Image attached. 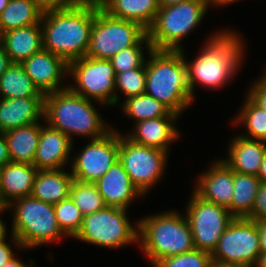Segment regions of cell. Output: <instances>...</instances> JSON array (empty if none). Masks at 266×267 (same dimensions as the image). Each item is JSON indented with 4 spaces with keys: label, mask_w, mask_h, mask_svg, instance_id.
<instances>
[{
    "label": "cell",
    "mask_w": 266,
    "mask_h": 267,
    "mask_svg": "<svg viewBox=\"0 0 266 267\" xmlns=\"http://www.w3.org/2000/svg\"><path fill=\"white\" fill-rule=\"evenodd\" d=\"M69 196L84 216L98 212L107 206L94 183L74 179Z\"/></svg>",
    "instance_id": "32"
},
{
    "label": "cell",
    "mask_w": 266,
    "mask_h": 267,
    "mask_svg": "<svg viewBox=\"0 0 266 267\" xmlns=\"http://www.w3.org/2000/svg\"><path fill=\"white\" fill-rule=\"evenodd\" d=\"M138 226V244L153 266L162 259L195 249L184 212L181 215L173 209L148 215L138 220Z\"/></svg>",
    "instance_id": "5"
},
{
    "label": "cell",
    "mask_w": 266,
    "mask_h": 267,
    "mask_svg": "<svg viewBox=\"0 0 266 267\" xmlns=\"http://www.w3.org/2000/svg\"><path fill=\"white\" fill-rule=\"evenodd\" d=\"M69 74L75 84L68 88L98 104L115 106L116 73L110 60L84 56L69 62Z\"/></svg>",
    "instance_id": "10"
},
{
    "label": "cell",
    "mask_w": 266,
    "mask_h": 267,
    "mask_svg": "<svg viewBox=\"0 0 266 267\" xmlns=\"http://www.w3.org/2000/svg\"><path fill=\"white\" fill-rule=\"evenodd\" d=\"M20 64L43 94L68 88L62 79L69 75V63L62 57L42 49Z\"/></svg>",
    "instance_id": "15"
},
{
    "label": "cell",
    "mask_w": 266,
    "mask_h": 267,
    "mask_svg": "<svg viewBox=\"0 0 266 267\" xmlns=\"http://www.w3.org/2000/svg\"><path fill=\"white\" fill-rule=\"evenodd\" d=\"M212 262L210 253L194 249L191 252L162 259L153 267H211Z\"/></svg>",
    "instance_id": "36"
},
{
    "label": "cell",
    "mask_w": 266,
    "mask_h": 267,
    "mask_svg": "<svg viewBox=\"0 0 266 267\" xmlns=\"http://www.w3.org/2000/svg\"><path fill=\"white\" fill-rule=\"evenodd\" d=\"M43 11L68 9L79 6L74 0H36Z\"/></svg>",
    "instance_id": "39"
},
{
    "label": "cell",
    "mask_w": 266,
    "mask_h": 267,
    "mask_svg": "<svg viewBox=\"0 0 266 267\" xmlns=\"http://www.w3.org/2000/svg\"><path fill=\"white\" fill-rule=\"evenodd\" d=\"M252 86V87H251ZM246 95L257 107L266 111V77L262 74L254 81Z\"/></svg>",
    "instance_id": "37"
},
{
    "label": "cell",
    "mask_w": 266,
    "mask_h": 267,
    "mask_svg": "<svg viewBox=\"0 0 266 267\" xmlns=\"http://www.w3.org/2000/svg\"><path fill=\"white\" fill-rule=\"evenodd\" d=\"M94 184L107 206L129 209L136 198L144 196L118 160Z\"/></svg>",
    "instance_id": "18"
},
{
    "label": "cell",
    "mask_w": 266,
    "mask_h": 267,
    "mask_svg": "<svg viewBox=\"0 0 266 267\" xmlns=\"http://www.w3.org/2000/svg\"><path fill=\"white\" fill-rule=\"evenodd\" d=\"M203 44L198 56L188 61L184 48L181 53L187 70L188 85L194 100L196 83L201 87L218 90L233 80L246 53L245 40L236 30H217Z\"/></svg>",
    "instance_id": "1"
},
{
    "label": "cell",
    "mask_w": 266,
    "mask_h": 267,
    "mask_svg": "<svg viewBox=\"0 0 266 267\" xmlns=\"http://www.w3.org/2000/svg\"><path fill=\"white\" fill-rule=\"evenodd\" d=\"M125 208L106 206L84 216L81 230L74 239L107 249H116L138 243V220L135 226L127 217Z\"/></svg>",
    "instance_id": "9"
},
{
    "label": "cell",
    "mask_w": 266,
    "mask_h": 267,
    "mask_svg": "<svg viewBox=\"0 0 266 267\" xmlns=\"http://www.w3.org/2000/svg\"><path fill=\"white\" fill-rule=\"evenodd\" d=\"M233 199L228 208L234 218H248L252 220V209L255 195L260 187L257 176L233 171Z\"/></svg>",
    "instance_id": "27"
},
{
    "label": "cell",
    "mask_w": 266,
    "mask_h": 267,
    "mask_svg": "<svg viewBox=\"0 0 266 267\" xmlns=\"http://www.w3.org/2000/svg\"><path fill=\"white\" fill-rule=\"evenodd\" d=\"M255 267H266V254H261Z\"/></svg>",
    "instance_id": "51"
},
{
    "label": "cell",
    "mask_w": 266,
    "mask_h": 267,
    "mask_svg": "<svg viewBox=\"0 0 266 267\" xmlns=\"http://www.w3.org/2000/svg\"><path fill=\"white\" fill-rule=\"evenodd\" d=\"M43 122L66 134L98 139L113 127L107 126L93 100L73 93L69 88L44 94Z\"/></svg>",
    "instance_id": "4"
},
{
    "label": "cell",
    "mask_w": 266,
    "mask_h": 267,
    "mask_svg": "<svg viewBox=\"0 0 266 267\" xmlns=\"http://www.w3.org/2000/svg\"><path fill=\"white\" fill-rule=\"evenodd\" d=\"M54 212L61 230L67 238H74L81 230L84 215L70 196L54 205Z\"/></svg>",
    "instance_id": "33"
},
{
    "label": "cell",
    "mask_w": 266,
    "mask_h": 267,
    "mask_svg": "<svg viewBox=\"0 0 266 267\" xmlns=\"http://www.w3.org/2000/svg\"><path fill=\"white\" fill-rule=\"evenodd\" d=\"M38 169L33 164L9 162L0 167V207L11 201L31 196Z\"/></svg>",
    "instance_id": "21"
},
{
    "label": "cell",
    "mask_w": 266,
    "mask_h": 267,
    "mask_svg": "<svg viewBox=\"0 0 266 267\" xmlns=\"http://www.w3.org/2000/svg\"><path fill=\"white\" fill-rule=\"evenodd\" d=\"M257 226V231L259 234L260 251L261 254H266V221L264 220H254Z\"/></svg>",
    "instance_id": "41"
},
{
    "label": "cell",
    "mask_w": 266,
    "mask_h": 267,
    "mask_svg": "<svg viewBox=\"0 0 266 267\" xmlns=\"http://www.w3.org/2000/svg\"><path fill=\"white\" fill-rule=\"evenodd\" d=\"M6 237L7 236H5L0 241V267L16 255V253H14V251L12 250L10 244L7 243Z\"/></svg>",
    "instance_id": "40"
},
{
    "label": "cell",
    "mask_w": 266,
    "mask_h": 267,
    "mask_svg": "<svg viewBox=\"0 0 266 267\" xmlns=\"http://www.w3.org/2000/svg\"><path fill=\"white\" fill-rule=\"evenodd\" d=\"M43 12L36 0H10L0 14V35L13 29L41 23Z\"/></svg>",
    "instance_id": "28"
},
{
    "label": "cell",
    "mask_w": 266,
    "mask_h": 267,
    "mask_svg": "<svg viewBox=\"0 0 266 267\" xmlns=\"http://www.w3.org/2000/svg\"><path fill=\"white\" fill-rule=\"evenodd\" d=\"M236 1L238 2L239 0H211V5L223 7L224 5L227 6L231 3H235Z\"/></svg>",
    "instance_id": "50"
},
{
    "label": "cell",
    "mask_w": 266,
    "mask_h": 267,
    "mask_svg": "<svg viewBox=\"0 0 266 267\" xmlns=\"http://www.w3.org/2000/svg\"><path fill=\"white\" fill-rule=\"evenodd\" d=\"M11 162L8 145L4 133H0V167Z\"/></svg>",
    "instance_id": "42"
},
{
    "label": "cell",
    "mask_w": 266,
    "mask_h": 267,
    "mask_svg": "<svg viewBox=\"0 0 266 267\" xmlns=\"http://www.w3.org/2000/svg\"><path fill=\"white\" fill-rule=\"evenodd\" d=\"M243 101L242 108L231 123L245 127L246 133L239 134L241 137L266 142V111L257 107L247 96Z\"/></svg>",
    "instance_id": "31"
},
{
    "label": "cell",
    "mask_w": 266,
    "mask_h": 267,
    "mask_svg": "<svg viewBox=\"0 0 266 267\" xmlns=\"http://www.w3.org/2000/svg\"><path fill=\"white\" fill-rule=\"evenodd\" d=\"M11 63H21L43 49L41 23L4 32L0 35Z\"/></svg>",
    "instance_id": "23"
},
{
    "label": "cell",
    "mask_w": 266,
    "mask_h": 267,
    "mask_svg": "<svg viewBox=\"0 0 266 267\" xmlns=\"http://www.w3.org/2000/svg\"><path fill=\"white\" fill-rule=\"evenodd\" d=\"M260 255L257 226L248 218H234L211 254L213 262L242 263L253 267Z\"/></svg>",
    "instance_id": "13"
},
{
    "label": "cell",
    "mask_w": 266,
    "mask_h": 267,
    "mask_svg": "<svg viewBox=\"0 0 266 267\" xmlns=\"http://www.w3.org/2000/svg\"><path fill=\"white\" fill-rule=\"evenodd\" d=\"M119 131L113 128L90 142L69 162L73 179L95 183L118 160Z\"/></svg>",
    "instance_id": "14"
},
{
    "label": "cell",
    "mask_w": 266,
    "mask_h": 267,
    "mask_svg": "<svg viewBox=\"0 0 266 267\" xmlns=\"http://www.w3.org/2000/svg\"><path fill=\"white\" fill-rule=\"evenodd\" d=\"M79 6H94L101 8L106 0H74Z\"/></svg>",
    "instance_id": "45"
},
{
    "label": "cell",
    "mask_w": 266,
    "mask_h": 267,
    "mask_svg": "<svg viewBox=\"0 0 266 267\" xmlns=\"http://www.w3.org/2000/svg\"><path fill=\"white\" fill-rule=\"evenodd\" d=\"M4 210L13 212L10 236L19 250L41 247L67 236L58 225L53 204L26 196L11 201Z\"/></svg>",
    "instance_id": "6"
},
{
    "label": "cell",
    "mask_w": 266,
    "mask_h": 267,
    "mask_svg": "<svg viewBox=\"0 0 266 267\" xmlns=\"http://www.w3.org/2000/svg\"><path fill=\"white\" fill-rule=\"evenodd\" d=\"M229 143L228 158L222 160L234 171L257 176L266 154V142L237 135Z\"/></svg>",
    "instance_id": "22"
},
{
    "label": "cell",
    "mask_w": 266,
    "mask_h": 267,
    "mask_svg": "<svg viewBox=\"0 0 266 267\" xmlns=\"http://www.w3.org/2000/svg\"><path fill=\"white\" fill-rule=\"evenodd\" d=\"M184 1H188V0H158V5L160 8H162V7L175 5V4L184 2Z\"/></svg>",
    "instance_id": "49"
},
{
    "label": "cell",
    "mask_w": 266,
    "mask_h": 267,
    "mask_svg": "<svg viewBox=\"0 0 266 267\" xmlns=\"http://www.w3.org/2000/svg\"><path fill=\"white\" fill-rule=\"evenodd\" d=\"M211 267H253V266L242 263H232V262H212Z\"/></svg>",
    "instance_id": "46"
},
{
    "label": "cell",
    "mask_w": 266,
    "mask_h": 267,
    "mask_svg": "<svg viewBox=\"0 0 266 267\" xmlns=\"http://www.w3.org/2000/svg\"><path fill=\"white\" fill-rule=\"evenodd\" d=\"M210 6L211 0H188L159 8L147 29L152 49H183L182 40L201 24Z\"/></svg>",
    "instance_id": "7"
},
{
    "label": "cell",
    "mask_w": 266,
    "mask_h": 267,
    "mask_svg": "<svg viewBox=\"0 0 266 267\" xmlns=\"http://www.w3.org/2000/svg\"><path fill=\"white\" fill-rule=\"evenodd\" d=\"M40 135L41 123L39 122L4 132L11 162L33 164Z\"/></svg>",
    "instance_id": "25"
},
{
    "label": "cell",
    "mask_w": 266,
    "mask_h": 267,
    "mask_svg": "<svg viewBox=\"0 0 266 267\" xmlns=\"http://www.w3.org/2000/svg\"><path fill=\"white\" fill-rule=\"evenodd\" d=\"M159 8L158 0H106L101 7L110 16L137 22L146 30L153 24Z\"/></svg>",
    "instance_id": "26"
},
{
    "label": "cell",
    "mask_w": 266,
    "mask_h": 267,
    "mask_svg": "<svg viewBox=\"0 0 266 267\" xmlns=\"http://www.w3.org/2000/svg\"><path fill=\"white\" fill-rule=\"evenodd\" d=\"M257 177L260 179L261 182L266 183V154L261 163L260 170H259Z\"/></svg>",
    "instance_id": "47"
},
{
    "label": "cell",
    "mask_w": 266,
    "mask_h": 267,
    "mask_svg": "<svg viewBox=\"0 0 266 267\" xmlns=\"http://www.w3.org/2000/svg\"><path fill=\"white\" fill-rule=\"evenodd\" d=\"M252 220L266 221V183H260L259 190L255 195Z\"/></svg>",
    "instance_id": "38"
},
{
    "label": "cell",
    "mask_w": 266,
    "mask_h": 267,
    "mask_svg": "<svg viewBox=\"0 0 266 267\" xmlns=\"http://www.w3.org/2000/svg\"><path fill=\"white\" fill-rule=\"evenodd\" d=\"M4 208L0 207V214H3L2 212H4ZM7 226L4 223V221L2 220V217L0 215V241L7 235Z\"/></svg>",
    "instance_id": "48"
},
{
    "label": "cell",
    "mask_w": 266,
    "mask_h": 267,
    "mask_svg": "<svg viewBox=\"0 0 266 267\" xmlns=\"http://www.w3.org/2000/svg\"><path fill=\"white\" fill-rule=\"evenodd\" d=\"M190 197L185 216L191 227L194 247L212 254L234 217L229 209L202 200L194 192Z\"/></svg>",
    "instance_id": "12"
},
{
    "label": "cell",
    "mask_w": 266,
    "mask_h": 267,
    "mask_svg": "<svg viewBox=\"0 0 266 267\" xmlns=\"http://www.w3.org/2000/svg\"><path fill=\"white\" fill-rule=\"evenodd\" d=\"M44 97L0 98V131L43 121Z\"/></svg>",
    "instance_id": "20"
},
{
    "label": "cell",
    "mask_w": 266,
    "mask_h": 267,
    "mask_svg": "<svg viewBox=\"0 0 266 267\" xmlns=\"http://www.w3.org/2000/svg\"><path fill=\"white\" fill-rule=\"evenodd\" d=\"M69 171L67 172L65 168L38 170L31 196L53 205L68 198L70 195V186L74 180L71 170Z\"/></svg>",
    "instance_id": "24"
},
{
    "label": "cell",
    "mask_w": 266,
    "mask_h": 267,
    "mask_svg": "<svg viewBox=\"0 0 266 267\" xmlns=\"http://www.w3.org/2000/svg\"><path fill=\"white\" fill-rule=\"evenodd\" d=\"M168 155L163 150L137 144L119 132L118 161L144 196L162 179Z\"/></svg>",
    "instance_id": "11"
},
{
    "label": "cell",
    "mask_w": 266,
    "mask_h": 267,
    "mask_svg": "<svg viewBox=\"0 0 266 267\" xmlns=\"http://www.w3.org/2000/svg\"><path fill=\"white\" fill-rule=\"evenodd\" d=\"M30 262L24 263L21 262L20 259H18L16 256H13L8 262H5V264L1 267H34V260L30 259Z\"/></svg>",
    "instance_id": "44"
},
{
    "label": "cell",
    "mask_w": 266,
    "mask_h": 267,
    "mask_svg": "<svg viewBox=\"0 0 266 267\" xmlns=\"http://www.w3.org/2000/svg\"><path fill=\"white\" fill-rule=\"evenodd\" d=\"M178 117H158L134 124L135 126L124 134L131 141L148 147L170 152L171 143L180 138L179 129L175 126ZM169 151V152H168Z\"/></svg>",
    "instance_id": "19"
},
{
    "label": "cell",
    "mask_w": 266,
    "mask_h": 267,
    "mask_svg": "<svg viewBox=\"0 0 266 267\" xmlns=\"http://www.w3.org/2000/svg\"><path fill=\"white\" fill-rule=\"evenodd\" d=\"M11 64L9 57L5 51L3 42L0 40V76L6 71L7 67Z\"/></svg>",
    "instance_id": "43"
},
{
    "label": "cell",
    "mask_w": 266,
    "mask_h": 267,
    "mask_svg": "<svg viewBox=\"0 0 266 267\" xmlns=\"http://www.w3.org/2000/svg\"><path fill=\"white\" fill-rule=\"evenodd\" d=\"M73 144V141L66 134L51 128L47 124H42L33 165L38 170L64 168L66 163L68 165V161L72 159Z\"/></svg>",
    "instance_id": "17"
},
{
    "label": "cell",
    "mask_w": 266,
    "mask_h": 267,
    "mask_svg": "<svg viewBox=\"0 0 266 267\" xmlns=\"http://www.w3.org/2000/svg\"><path fill=\"white\" fill-rule=\"evenodd\" d=\"M44 97L20 63H11L0 76V98Z\"/></svg>",
    "instance_id": "29"
},
{
    "label": "cell",
    "mask_w": 266,
    "mask_h": 267,
    "mask_svg": "<svg viewBox=\"0 0 266 267\" xmlns=\"http://www.w3.org/2000/svg\"><path fill=\"white\" fill-rule=\"evenodd\" d=\"M10 0H0V14L3 12V10L7 7Z\"/></svg>",
    "instance_id": "52"
},
{
    "label": "cell",
    "mask_w": 266,
    "mask_h": 267,
    "mask_svg": "<svg viewBox=\"0 0 266 267\" xmlns=\"http://www.w3.org/2000/svg\"><path fill=\"white\" fill-rule=\"evenodd\" d=\"M146 68H135L121 73H116L115 78V106L120 105L117 91L123 93L127 99L145 93Z\"/></svg>",
    "instance_id": "34"
},
{
    "label": "cell",
    "mask_w": 266,
    "mask_h": 267,
    "mask_svg": "<svg viewBox=\"0 0 266 267\" xmlns=\"http://www.w3.org/2000/svg\"><path fill=\"white\" fill-rule=\"evenodd\" d=\"M145 48H147V51H150L152 46H131L115 54L110 59L115 73L135 68H146Z\"/></svg>",
    "instance_id": "35"
},
{
    "label": "cell",
    "mask_w": 266,
    "mask_h": 267,
    "mask_svg": "<svg viewBox=\"0 0 266 267\" xmlns=\"http://www.w3.org/2000/svg\"><path fill=\"white\" fill-rule=\"evenodd\" d=\"M98 9L94 6H76L44 11L41 19L43 49L68 63L86 56Z\"/></svg>",
    "instance_id": "2"
},
{
    "label": "cell",
    "mask_w": 266,
    "mask_h": 267,
    "mask_svg": "<svg viewBox=\"0 0 266 267\" xmlns=\"http://www.w3.org/2000/svg\"><path fill=\"white\" fill-rule=\"evenodd\" d=\"M131 46H151L147 30L139 23L118 19L99 8L95 14L86 56L110 60Z\"/></svg>",
    "instance_id": "8"
},
{
    "label": "cell",
    "mask_w": 266,
    "mask_h": 267,
    "mask_svg": "<svg viewBox=\"0 0 266 267\" xmlns=\"http://www.w3.org/2000/svg\"><path fill=\"white\" fill-rule=\"evenodd\" d=\"M145 93L181 116L194 103L180 50L147 52Z\"/></svg>",
    "instance_id": "3"
},
{
    "label": "cell",
    "mask_w": 266,
    "mask_h": 267,
    "mask_svg": "<svg viewBox=\"0 0 266 267\" xmlns=\"http://www.w3.org/2000/svg\"><path fill=\"white\" fill-rule=\"evenodd\" d=\"M193 192L210 203L229 208L233 199V170L221 159L195 179Z\"/></svg>",
    "instance_id": "16"
},
{
    "label": "cell",
    "mask_w": 266,
    "mask_h": 267,
    "mask_svg": "<svg viewBox=\"0 0 266 267\" xmlns=\"http://www.w3.org/2000/svg\"><path fill=\"white\" fill-rule=\"evenodd\" d=\"M121 108L135 123L158 117H181L171 112L165 105L146 93L132 96L122 102Z\"/></svg>",
    "instance_id": "30"
}]
</instances>
